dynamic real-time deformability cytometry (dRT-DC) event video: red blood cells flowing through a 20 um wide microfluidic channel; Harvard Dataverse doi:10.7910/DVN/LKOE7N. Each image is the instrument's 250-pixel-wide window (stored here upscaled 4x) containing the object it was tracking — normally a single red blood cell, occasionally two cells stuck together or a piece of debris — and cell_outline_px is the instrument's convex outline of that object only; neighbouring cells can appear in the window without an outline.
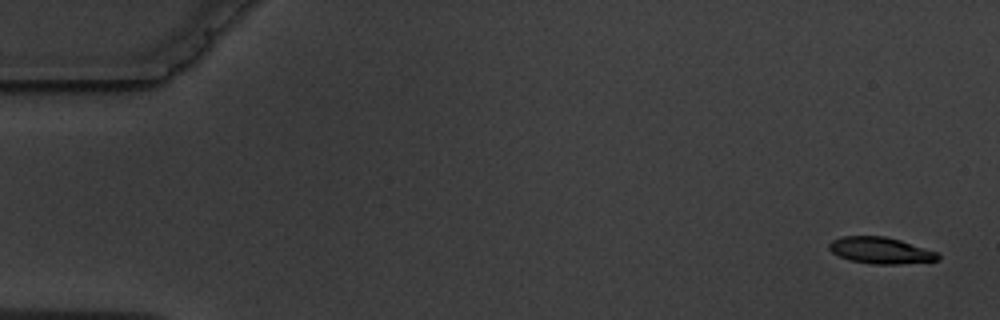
{"species": "common noctule bat (a hibernating species)", "species_latin": "Nyctalus noctula", "temperature_condition": "warm", "stored_images_in_passage": 3, "camera_frame_rate_fps": 3000, "um_per_image_px": 0.085, "animal": {"sex": "male", "body_mass_g": 19.5, "forearm_length_mm": 54.6}, "frame": {"image": 1, "passage_image": 1, "time_ms": 0.0, "image_size_px": [1000, 320], "cell_outline_px": [[940, 260], [900, 264], [872, 264], [848, 260], [832, 252], [828, 248], [828, 244], [832, 240], [840, 236], [884, 236], [900, 240], [940, 252]], "centroid_in_image_um": [74.87, 21.29], "position_along_channel_um": 10.1, "area_um2": 16.99}}